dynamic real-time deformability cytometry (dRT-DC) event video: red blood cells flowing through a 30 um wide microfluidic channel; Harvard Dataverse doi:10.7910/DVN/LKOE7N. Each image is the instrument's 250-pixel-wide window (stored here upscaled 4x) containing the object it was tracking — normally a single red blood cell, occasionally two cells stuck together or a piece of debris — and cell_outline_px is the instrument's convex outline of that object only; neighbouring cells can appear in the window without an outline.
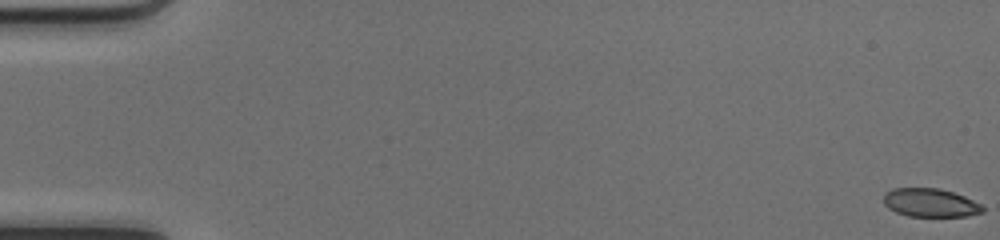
{"species": "common noctule bat (a hibernating species)", "species_latin": "Nyctalus noctula", "temperature_condition": "cold", "stored_images_in_passage": 51, "camera_frame_rate_fps": 3000, "um_per_image_px": 0.085, "animal": {"sex": "female", "body_mass_g": 17.0, "forearm_length_mm": 48.0}, "frame": {"image": 1, "passage_image": 1, "time_ms": 0.0, "image_size_px": [1000, 240], "cell_outline_px": [[984, 212], [968, 216], [908, 216], [896, 212], [888, 208], [884, 204], [884, 192], [892, 188], [940, 188], [964, 196], [980, 204], [984, 208]], "centroid_in_image_um": [79.06, 17.23], "position_along_channel_um": 5.9, "area_um2": 16.47}}
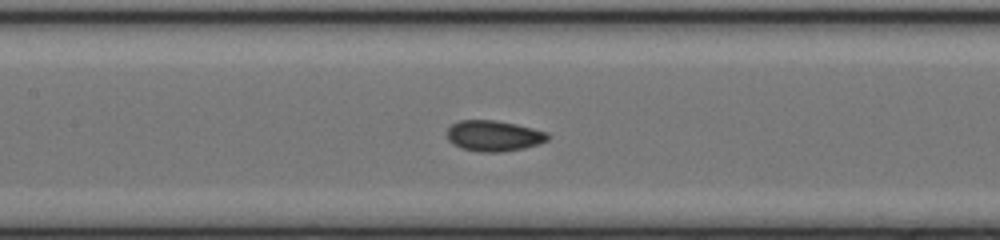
{"frame": {"image": 2, "passage_image": 25, "time_ms": 8.0, "image_size_px": [1000, 240], "cell_outline_px": [[552, 136], [548, 140], [540, 144], [524, 148], [500, 152], [480, 152], [460, 148], [452, 144], [448, 140], [448, 128], [452, 124], [460, 120], [496, 120], [516, 124], [548, 132]], "centroid_in_image_um": [42.0, 11.55], "position_along_channel_um": 165.4, "area_um2": 18.26}}
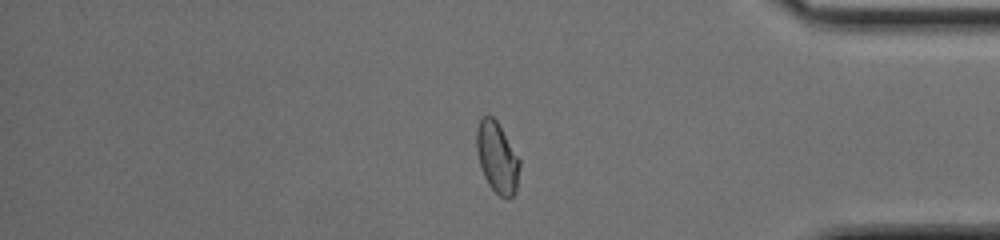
{"frame": {"image": 3, "passage_image": 43, "time_ms": 14.0, "image_size_px": [1000, 240], "cell_outline_px": [[520, 164], [516, 192], [508, 200], [500, 196], [488, 184], [480, 168], [476, 152], [476, 128], [480, 120], [484, 116], [492, 116], [496, 120], [520, 160]], "centroid_in_image_um": [42.24, 13.41], "position_along_channel_um": 393.0, "area_um2": 17.8}, "authors_computed_cell_mechanics": {"area_um2": 17.9758, "velocity_mm_per_s": 4.1766, "shape_relaxation_time_tau1_ms": null, "shape_relaxation_time_tau2_ms": 0.8732, "deformation_change_tau1": null, "deformation_change_tau2": 0.0464}}